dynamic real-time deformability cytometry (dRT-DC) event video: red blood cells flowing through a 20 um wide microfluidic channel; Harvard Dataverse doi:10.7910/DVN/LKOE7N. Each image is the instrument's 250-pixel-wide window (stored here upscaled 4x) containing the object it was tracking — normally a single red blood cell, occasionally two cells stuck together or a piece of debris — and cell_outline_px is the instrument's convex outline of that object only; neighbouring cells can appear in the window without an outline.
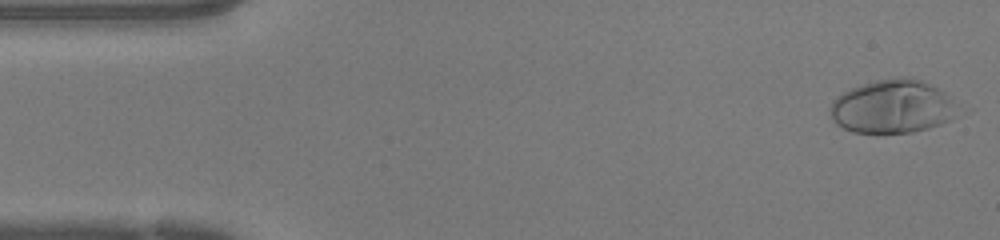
{"species": "human", "species_latin": "Homo sapiens", "temperature_condition": "warm", "stored_images_in_passage": 35, "camera_frame_rate_fps": 3000, "um_per_image_px": 0.085, "donor": {"sex": "female"}, "frame": {"image": 1, "passage_image": 1, "time_ms": 0.0, "image_size_px": [1000, 240], "cell_outline_px": [[952, 120], [928, 128], [912, 132], [852, 132], [836, 124], [832, 120], [828, 108], [832, 100], [836, 96], [852, 88], [876, 80], [904, 76], [912, 76], [944, 92], [948, 100], [952, 116]], "centroid_in_image_um": [75.72, 9.06], "position_along_channel_um": 9.3, "area_um2": 38.84}}
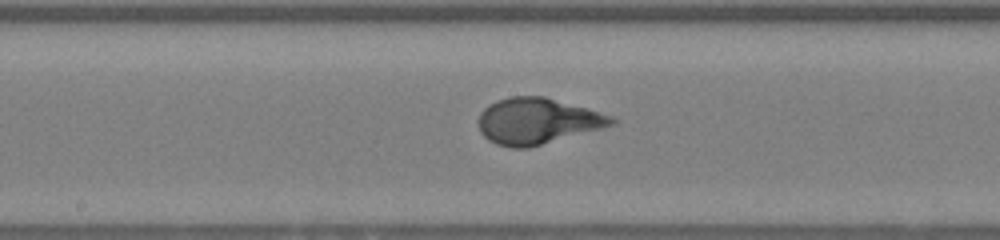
{"frame": {"image": 2, "passage_image": 23, "time_ms": 7.333, "image_size_px": [1000, 240], "cell_outline_px": [[616, 124], [528, 148], [512, 148], [496, 144], [488, 140], [480, 132], [480, 112], [488, 104], [496, 100], [512, 96], [544, 96], [612, 116], [616, 120]], "centroid_in_image_um": [45.64, 10.29], "position_along_channel_um": 202.6, "area_um2": 35.37}}
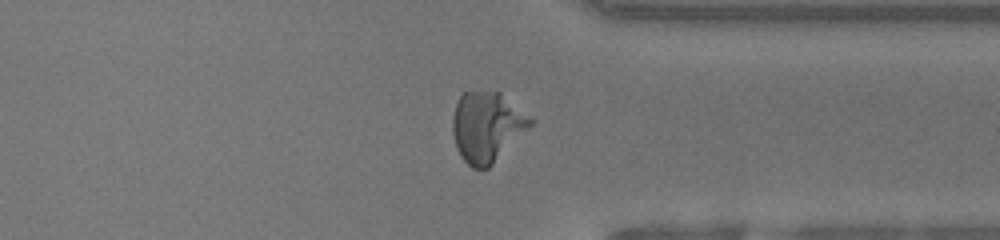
{"frame": {"image": 3, "passage_image": 35, "time_ms": 11.333, "image_size_px": [1000, 240], "cell_outline_px": [[536, 120], [488, 168], [472, 168], [460, 156], [456, 148], [452, 132], [452, 116], [456, 104], [460, 96], [464, 92], [500, 92]], "centroid_in_image_um": [41.37, 10.77], "position_along_channel_um": 370.0, "area_um2": 31.56}, "authors_computed_cell_mechanics": {"area_um2": 34.969, "velocity_mm_per_s": 4.2764, "shape_relaxation_time_tau1_ms": 3.4067, "shape_relaxation_time_tau2_ms": null, "deformation_change_tau1": 0.2446, "deformation_change_tau2": null}}